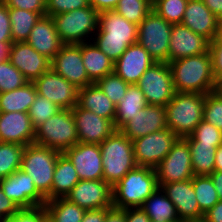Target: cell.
I'll return each instance as SVG.
<instances>
[{
    "instance_id": "cell-1",
    "label": "cell",
    "mask_w": 222,
    "mask_h": 222,
    "mask_svg": "<svg viewBox=\"0 0 222 222\" xmlns=\"http://www.w3.org/2000/svg\"><path fill=\"white\" fill-rule=\"evenodd\" d=\"M94 37L92 42L115 63L130 45L137 43L138 25L114 10L103 11Z\"/></svg>"
},
{
    "instance_id": "cell-2",
    "label": "cell",
    "mask_w": 222,
    "mask_h": 222,
    "mask_svg": "<svg viewBox=\"0 0 222 222\" xmlns=\"http://www.w3.org/2000/svg\"><path fill=\"white\" fill-rule=\"evenodd\" d=\"M175 92L207 94L217 90L209 51L168 62Z\"/></svg>"
},
{
    "instance_id": "cell-3",
    "label": "cell",
    "mask_w": 222,
    "mask_h": 222,
    "mask_svg": "<svg viewBox=\"0 0 222 222\" xmlns=\"http://www.w3.org/2000/svg\"><path fill=\"white\" fill-rule=\"evenodd\" d=\"M158 187L155 169L137 166L112 187L113 206L120 209L141 207Z\"/></svg>"
},
{
    "instance_id": "cell-4",
    "label": "cell",
    "mask_w": 222,
    "mask_h": 222,
    "mask_svg": "<svg viewBox=\"0 0 222 222\" xmlns=\"http://www.w3.org/2000/svg\"><path fill=\"white\" fill-rule=\"evenodd\" d=\"M100 145L103 166V180L111 187L129 171L137 167L133 142L120 130H116Z\"/></svg>"
},
{
    "instance_id": "cell-5",
    "label": "cell",
    "mask_w": 222,
    "mask_h": 222,
    "mask_svg": "<svg viewBox=\"0 0 222 222\" xmlns=\"http://www.w3.org/2000/svg\"><path fill=\"white\" fill-rule=\"evenodd\" d=\"M205 94L175 92L167 103V127L179 138L190 136L203 120Z\"/></svg>"
},
{
    "instance_id": "cell-6",
    "label": "cell",
    "mask_w": 222,
    "mask_h": 222,
    "mask_svg": "<svg viewBox=\"0 0 222 222\" xmlns=\"http://www.w3.org/2000/svg\"><path fill=\"white\" fill-rule=\"evenodd\" d=\"M60 152L38 144L25 146L22 154L21 169L33 180L37 190L52 200V182Z\"/></svg>"
},
{
    "instance_id": "cell-7",
    "label": "cell",
    "mask_w": 222,
    "mask_h": 222,
    "mask_svg": "<svg viewBox=\"0 0 222 222\" xmlns=\"http://www.w3.org/2000/svg\"><path fill=\"white\" fill-rule=\"evenodd\" d=\"M51 17L54 20L56 31L63 44L89 42L98 29L99 13L90 5ZM89 37L90 39H88Z\"/></svg>"
},
{
    "instance_id": "cell-8",
    "label": "cell",
    "mask_w": 222,
    "mask_h": 222,
    "mask_svg": "<svg viewBox=\"0 0 222 222\" xmlns=\"http://www.w3.org/2000/svg\"><path fill=\"white\" fill-rule=\"evenodd\" d=\"M79 142L72 109H62L35 129L34 143L60 153Z\"/></svg>"
},
{
    "instance_id": "cell-9",
    "label": "cell",
    "mask_w": 222,
    "mask_h": 222,
    "mask_svg": "<svg viewBox=\"0 0 222 222\" xmlns=\"http://www.w3.org/2000/svg\"><path fill=\"white\" fill-rule=\"evenodd\" d=\"M172 27L153 10L138 25L137 43L147 50L155 62L168 63Z\"/></svg>"
},
{
    "instance_id": "cell-10",
    "label": "cell",
    "mask_w": 222,
    "mask_h": 222,
    "mask_svg": "<svg viewBox=\"0 0 222 222\" xmlns=\"http://www.w3.org/2000/svg\"><path fill=\"white\" fill-rule=\"evenodd\" d=\"M136 85L143 92L148 105L165 107L175 94L170 67L164 62L153 63Z\"/></svg>"
},
{
    "instance_id": "cell-11",
    "label": "cell",
    "mask_w": 222,
    "mask_h": 222,
    "mask_svg": "<svg viewBox=\"0 0 222 222\" xmlns=\"http://www.w3.org/2000/svg\"><path fill=\"white\" fill-rule=\"evenodd\" d=\"M159 187L163 184L192 179L191 151L184 138H178L170 152L154 168Z\"/></svg>"
},
{
    "instance_id": "cell-12",
    "label": "cell",
    "mask_w": 222,
    "mask_h": 222,
    "mask_svg": "<svg viewBox=\"0 0 222 222\" xmlns=\"http://www.w3.org/2000/svg\"><path fill=\"white\" fill-rule=\"evenodd\" d=\"M178 138L166 128L134 139L132 142L137 166L155 168L170 152Z\"/></svg>"
},
{
    "instance_id": "cell-13",
    "label": "cell",
    "mask_w": 222,
    "mask_h": 222,
    "mask_svg": "<svg viewBox=\"0 0 222 222\" xmlns=\"http://www.w3.org/2000/svg\"><path fill=\"white\" fill-rule=\"evenodd\" d=\"M51 68L78 89L93 84L83 65L82 43L63 44L51 60Z\"/></svg>"
},
{
    "instance_id": "cell-14",
    "label": "cell",
    "mask_w": 222,
    "mask_h": 222,
    "mask_svg": "<svg viewBox=\"0 0 222 222\" xmlns=\"http://www.w3.org/2000/svg\"><path fill=\"white\" fill-rule=\"evenodd\" d=\"M0 187L19 209L44 206L46 198L37 190L32 178L22 169L0 180Z\"/></svg>"
},
{
    "instance_id": "cell-15",
    "label": "cell",
    "mask_w": 222,
    "mask_h": 222,
    "mask_svg": "<svg viewBox=\"0 0 222 222\" xmlns=\"http://www.w3.org/2000/svg\"><path fill=\"white\" fill-rule=\"evenodd\" d=\"M37 94L45 96L61 109L77 105L78 88L57 74L52 68L33 81Z\"/></svg>"
},
{
    "instance_id": "cell-16",
    "label": "cell",
    "mask_w": 222,
    "mask_h": 222,
    "mask_svg": "<svg viewBox=\"0 0 222 222\" xmlns=\"http://www.w3.org/2000/svg\"><path fill=\"white\" fill-rule=\"evenodd\" d=\"M84 210L110 208L112 187L102 180H80L65 197Z\"/></svg>"
},
{
    "instance_id": "cell-17",
    "label": "cell",
    "mask_w": 222,
    "mask_h": 222,
    "mask_svg": "<svg viewBox=\"0 0 222 222\" xmlns=\"http://www.w3.org/2000/svg\"><path fill=\"white\" fill-rule=\"evenodd\" d=\"M72 112L80 143L100 144L117 130L113 121L78 105L72 109Z\"/></svg>"
},
{
    "instance_id": "cell-18",
    "label": "cell",
    "mask_w": 222,
    "mask_h": 222,
    "mask_svg": "<svg viewBox=\"0 0 222 222\" xmlns=\"http://www.w3.org/2000/svg\"><path fill=\"white\" fill-rule=\"evenodd\" d=\"M74 165L80 180H102L103 166L99 144L78 142L64 152Z\"/></svg>"
},
{
    "instance_id": "cell-19",
    "label": "cell",
    "mask_w": 222,
    "mask_h": 222,
    "mask_svg": "<svg viewBox=\"0 0 222 222\" xmlns=\"http://www.w3.org/2000/svg\"><path fill=\"white\" fill-rule=\"evenodd\" d=\"M9 61L29 82L51 68V60L38 53L27 41L12 43Z\"/></svg>"
},
{
    "instance_id": "cell-20",
    "label": "cell",
    "mask_w": 222,
    "mask_h": 222,
    "mask_svg": "<svg viewBox=\"0 0 222 222\" xmlns=\"http://www.w3.org/2000/svg\"><path fill=\"white\" fill-rule=\"evenodd\" d=\"M210 41L183 24H173L169 43L168 62L209 51Z\"/></svg>"
},
{
    "instance_id": "cell-21",
    "label": "cell",
    "mask_w": 222,
    "mask_h": 222,
    "mask_svg": "<svg viewBox=\"0 0 222 222\" xmlns=\"http://www.w3.org/2000/svg\"><path fill=\"white\" fill-rule=\"evenodd\" d=\"M167 127L166 108L158 105H147L132 117L120 131L130 140L146 136Z\"/></svg>"
},
{
    "instance_id": "cell-22",
    "label": "cell",
    "mask_w": 222,
    "mask_h": 222,
    "mask_svg": "<svg viewBox=\"0 0 222 222\" xmlns=\"http://www.w3.org/2000/svg\"><path fill=\"white\" fill-rule=\"evenodd\" d=\"M155 61L138 43L130 45L114 63V72L128 84H137Z\"/></svg>"
},
{
    "instance_id": "cell-23",
    "label": "cell",
    "mask_w": 222,
    "mask_h": 222,
    "mask_svg": "<svg viewBox=\"0 0 222 222\" xmlns=\"http://www.w3.org/2000/svg\"><path fill=\"white\" fill-rule=\"evenodd\" d=\"M35 129L26 112H0V142L27 146L34 143Z\"/></svg>"
},
{
    "instance_id": "cell-24",
    "label": "cell",
    "mask_w": 222,
    "mask_h": 222,
    "mask_svg": "<svg viewBox=\"0 0 222 222\" xmlns=\"http://www.w3.org/2000/svg\"><path fill=\"white\" fill-rule=\"evenodd\" d=\"M161 188L175 205L180 222L204 216L199 209L192 179L166 183Z\"/></svg>"
},
{
    "instance_id": "cell-25",
    "label": "cell",
    "mask_w": 222,
    "mask_h": 222,
    "mask_svg": "<svg viewBox=\"0 0 222 222\" xmlns=\"http://www.w3.org/2000/svg\"><path fill=\"white\" fill-rule=\"evenodd\" d=\"M181 24L209 41L218 36L219 18L210 11L204 0H188Z\"/></svg>"
},
{
    "instance_id": "cell-26",
    "label": "cell",
    "mask_w": 222,
    "mask_h": 222,
    "mask_svg": "<svg viewBox=\"0 0 222 222\" xmlns=\"http://www.w3.org/2000/svg\"><path fill=\"white\" fill-rule=\"evenodd\" d=\"M27 42L41 55L52 60L60 51L63 43L56 31L51 16H42L32 28Z\"/></svg>"
},
{
    "instance_id": "cell-27",
    "label": "cell",
    "mask_w": 222,
    "mask_h": 222,
    "mask_svg": "<svg viewBox=\"0 0 222 222\" xmlns=\"http://www.w3.org/2000/svg\"><path fill=\"white\" fill-rule=\"evenodd\" d=\"M77 105L114 122L116 105L95 84L78 89Z\"/></svg>"
},
{
    "instance_id": "cell-28",
    "label": "cell",
    "mask_w": 222,
    "mask_h": 222,
    "mask_svg": "<svg viewBox=\"0 0 222 222\" xmlns=\"http://www.w3.org/2000/svg\"><path fill=\"white\" fill-rule=\"evenodd\" d=\"M82 60L93 83L114 72V62L91 41L82 43Z\"/></svg>"
},
{
    "instance_id": "cell-29",
    "label": "cell",
    "mask_w": 222,
    "mask_h": 222,
    "mask_svg": "<svg viewBox=\"0 0 222 222\" xmlns=\"http://www.w3.org/2000/svg\"><path fill=\"white\" fill-rule=\"evenodd\" d=\"M148 105L141 89L136 84L129 85L126 94L116 105L114 125L120 130L138 111Z\"/></svg>"
},
{
    "instance_id": "cell-30",
    "label": "cell",
    "mask_w": 222,
    "mask_h": 222,
    "mask_svg": "<svg viewBox=\"0 0 222 222\" xmlns=\"http://www.w3.org/2000/svg\"><path fill=\"white\" fill-rule=\"evenodd\" d=\"M79 181L78 173L72 162L64 153H60L53 175L52 199L65 198Z\"/></svg>"
},
{
    "instance_id": "cell-31",
    "label": "cell",
    "mask_w": 222,
    "mask_h": 222,
    "mask_svg": "<svg viewBox=\"0 0 222 222\" xmlns=\"http://www.w3.org/2000/svg\"><path fill=\"white\" fill-rule=\"evenodd\" d=\"M141 208L152 221L180 222L175 205L166 196L161 187H158L152 195L143 202Z\"/></svg>"
},
{
    "instance_id": "cell-32",
    "label": "cell",
    "mask_w": 222,
    "mask_h": 222,
    "mask_svg": "<svg viewBox=\"0 0 222 222\" xmlns=\"http://www.w3.org/2000/svg\"><path fill=\"white\" fill-rule=\"evenodd\" d=\"M37 92L33 82L9 92L0 93V112H26L36 98Z\"/></svg>"
},
{
    "instance_id": "cell-33",
    "label": "cell",
    "mask_w": 222,
    "mask_h": 222,
    "mask_svg": "<svg viewBox=\"0 0 222 222\" xmlns=\"http://www.w3.org/2000/svg\"><path fill=\"white\" fill-rule=\"evenodd\" d=\"M45 15L46 14H38L18 8H9L10 29L13 43L27 41L32 28L39 19Z\"/></svg>"
},
{
    "instance_id": "cell-34",
    "label": "cell",
    "mask_w": 222,
    "mask_h": 222,
    "mask_svg": "<svg viewBox=\"0 0 222 222\" xmlns=\"http://www.w3.org/2000/svg\"><path fill=\"white\" fill-rule=\"evenodd\" d=\"M46 216L52 222H81L86 210L66 198H55L46 201Z\"/></svg>"
},
{
    "instance_id": "cell-35",
    "label": "cell",
    "mask_w": 222,
    "mask_h": 222,
    "mask_svg": "<svg viewBox=\"0 0 222 222\" xmlns=\"http://www.w3.org/2000/svg\"><path fill=\"white\" fill-rule=\"evenodd\" d=\"M194 175H210L214 171L215 153L218 147L201 142H188Z\"/></svg>"
},
{
    "instance_id": "cell-36",
    "label": "cell",
    "mask_w": 222,
    "mask_h": 222,
    "mask_svg": "<svg viewBox=\"0 0 222 222\" xmlns=\"http://www.w3.org/2000/svg\"><path fill=\"white\" fill-rule=\"evenodd\" d=\"M192 184L199 209L205 214L219 201L215 186L209 175H194Z\"/></svg>"
},
{
    "instance_id": "cell-37",
    "label": "cell",
    "mask_w": 222,
    "mask_h": 222,
    "mask_svg": "<svg viewBox=\"0 0 222 222\" xmlns=\"http://www.w3.org/2000/svg\"><path fill=\"white\" fill-rule=\"evenodd\" d=\"M24 148L16 143L0 142V180L21 169Z\"/></svg>"
},
{
    "instance_id": "cell-38",
    "label": "cell",
    "mask_w": 222,
    "mask_h": 222,
    "mask_svg": "<svg viewBox=\"0 0 222 222\" xmlns=\"http://www.w3.org/2000/svg\"><path fill=\"white\" fill-rule=\"evenodd\" d=\"M152 10V0H119L114 11L127 21L139 25Z\"/></svg>"
},
{
    "instance_id": "cell-39",
    "label": "cell",
    "mask_w": 222,
    "mask_h": 222,
    "mask_svg": "<svg viewBox=\"0 0 222 222\" xmlns=\"http://www.w3.org/2000/svg\"><path fill=\"white\" fill-rule=\"evenodd\" d=\"M188 0H153L152 10L170 24H181Z\"/></svg>"
},
{
    "instance_id": "cell-40",
    "label": "cell",
    "mask_w": 222,
    "mask_h": 222,
    "mask_svg": "<svg viewBox=\"0 0 222 222\" xmlns=\"http://www.w3.org/2000/svg\"><path fill=\"white\" fill-rule=\"evenodd\" d=\"M60 110L62 109L58 105L51 102L45 96L37 94L33 104L30 106L28 111L33 128L36 129L47 119H50L53 115H56L58 112H60Z\"/></svg>"
},
{
    "instance_id": "cell-41",
    "label": "cell",
    "mask_w": 222,
    "mask_h": 222,
    "mask_svg": "<svg viewBox=\"0 0 222 222\" xmlns=\"http://www.w3.org/2000/svg\"><path fill=\"white\" fill-rule=\"evenodd\" d=\"M95 84L106 94L110 100L117 105L124 97L130 84L125 82L115 72L105 75L97 80Z\"/></svg>"
},
{
    "instance_id": "cell-42",
    "label": "cell",
    "mask_w": 222,
    "mask_h": 222,
    "mask_svg": "<svg viewBox=\"0 0 222 222\" xmlns=\"http://www.w3.org/2000/svg\"><path fill=\"white\" fill-rule=\"evenodd\" d=\"M28 82L9 60L0 62V93L15 90Z\"/></svg>"
},
{
    "instance_id": "cell-43",
    "label": "cell",
    "mask_w": 222,
    "mask_h": 222,
    "mask_svg": "<svg viewBox=\"0 0 222 222\" xmlns=\"http://www.w3.org/2000/svg\"><path fill=\"white\" fill-rule=\"evenodd\" d=\"M203 120L222 131V94L219 91L205 94Z\"/></svg>"
},
{
    "instance_id": "cell-44",
    "label": "cell",
    "mask_w": 222,
    "mask_h": 222,
    "mask_svg": "<svg viewBox=\"0 0 222 222\" xmlns=\"http://www.w3.org/2000/svg\"><path fill=\"white\" fill-rule=\"evenodd\" d=\"M187 142H201L218 147L222 144V131L202 120L190 136L184 138Z\"/></svg>"
},
{
    "instance_id": "cell-45",
    "label": "cell",
    "mask_w": 222,
    "mask_h": 222,
    "mask_svg": "<svg viewBox=\"0 0 222 222\" xmlns=\"http://www.w3.org/2000/svg\"><path fill=\"white\" fill-rule=\"evenodd\" d=\"M88 6V0H46V15L53 16Z\"/></svg>"
},
{
    "instance_id": "cell-46",
    "label": "cell",
    "mask_w": 222,
    "mask_h": 222,
    "mask_svg": "<svg viewBox=\"0 0 222 222\" xmlns=\"http://www.w3.org/2000/svg\"><path fill=\"white\" fill-rule=\"evenodd\" d=\"M209 53L211 56L212 73L216 85L222 82V38L216 36L209 43Z\"/></svg>"
},
{
    "instance_id": "cell-47",
    "label": "cell",
    "mask_w": 222,
    "mask_h": 222,
    "mask_svg": "<svg viewBox=\"0 0 222 222\" xmlns=\"http://www.w3.org/2000/svg\"><path fill=\"white\" fill-rule=\"evenodd\" d=\"M46 217L44 206H38L30 209H20L15 215L3 222H42Z\"/></svg>"
},
{
    "instance_id": "cell-48",
    "label": "cell",
    "mask_w": 222,
    "mask_h": 222,
    "mask_svg": "<svg viewBox=\"0 0 222 222\" xmlns=\"http://www.w3.org/2000/svg\"><path fill=\"white\" fill-rule=\"evenodd\" d=\"M8 8L46 14V0H1Z\"/></svg>"
},
{
    "instance_id": "cell-49",
    "label": "cell",
    "mask_w": 222,
    "mask_h": 222,
    "mask_svg": "<svg viewBox=\"0 0 222 222\" xmlns=\"http://www.w3.org/2000/svg\"><path fill=\"white\" fill-rule=\"evenodd\" d=\"M10 26L9 8L0 0V42L13 43Z\"/></svg>"
},
{
    "instance_id": "cell-50",
    "label": "cell",
    "mask_w": 222,
    "mask_h": 222,
    "mask_svg": "<svg viewBox=\"0 0 222 222\" xmlns=\"http://www.w3.org/2000/svg\"><path fill=\"white\" fill-rule=\"evenodd\" d=\"M20 209L8 198L0 187V217L5 220L15 215Z\"/></svg>"
},
{
    "instance_id": "cell-51",
    "label": "cell",
    "mask_w": 222,
    "mask_h": 222,
    "mask_svg": "<svg viewBox=\"0 0 222 222\" xmlns=\"http://www.w3.org/2000/svg\"><path fill=\"white\" fill-rule=\"evenodd\" d=\"M126 222H150V218L141 207L127 208Z\"/></svg>"
},
{
    "instance_id": "cell-52",
    "label": "cell",
    "mask_w": 222,
    "mask_h": 222,
    "mask_svg": "<svg viewBox=\"0 0 222 222\" xmlns=\"http://www.w3.org/2000/svg\"><path fill=\"white\" fill-rule=\"evenodd\" d=\"M119 0H88L89 5L98 13L114 10Z\"/></svg>"
},
{
    "instance_id": "cell-53",
    "label": "cell",
    "mask_w": 222,
    "mask_h": 222,
    "mask_svg": "<svg viewBox=\"0 0 222 222\" xmlns=\"http://www.w3.org/2000/svg\"><path fill=\"white\" fill-rule=\"evenodd\" d=\"M107 208L86 210L81 222H104Z\"/></svg>"
},
{
    "instance_id": "cell-54",
    "label": "cell",
    "mask_w": 222,
    "mask_h": 222,
    "mask_svg": "<svg viewBox=\"0 0 222 222\" xmlns=\"http://www.w3.org/2000/svg\"><path fill=\"white\" fill-rule=\"evenodd\" d=\"M104 222H126V209H120L114 206L107 208Z\"/></svg>"
},
{
    "instance_id": "cell-55",
    "label": "cell",
    "mask_w": 222,
    "mask_h": 222,
    "mask_svg": "<svg viewBox=\"0 0 222 222\" xmlns=\"http://www.w3.org/2000/svg\"><path fill=\"white\" fill-rule=\"evenodd\" d=\"M208 222H222V200H219L209 211L204 214Z\"/></svg>"
},
{
    "instance_id": "cell-56",
    "label": "cell",
    "mask_w": 222,
    "mask_h": 222,
    "mask_svg": "<svg viewBox=\"0 0 222 222\" xmlns=\"http://www.w3.org/2000/svg\"><path fill=\"white\" fill-rule=\"evenodd\" d=\"M205 5L219 19L222 17V0H204Z\"/></svg>"
},
{
    "instance_id": "cell-57",
    "label": "cell",
    "mask_w": 222,
    "mask_h": 222,
    "mask_svg": "<svg viewBox=\"0 0 222 222\" xmlns=\"http://www.w3.org/2000/svg\"><path fill=\"white\" fill-rule=\"evenodd\" d=\"M209 176L218 193L219 200H222V171H213Z\"/></svg>"
},
{
    "instance_id": "cell-58",
    "label": "cell",
    "mask_w": 222,
    "mask_h": 222,
    "mask_svg": "<svg viewBox=\"0 0 222 222\" xmlns=\"http://www.w3.org/2000/svg\"><path fill=\"white\" fill-rule=\"evenodd\" d=\"M11 45L8 42H0V62L9 60Z\"/></svg>"
},
{
    "instance_id": "cell-59",
    "label": "cell",
    "mask_w": 222,
    "mask_h": 222,
    "mask_svg": "<svg viewBox=\"0 0 222 222\" xmlns=\"http://www.w3.org/2000/svg\"><path fill=\"white\" fill-rule=\"evenodd\" d=\"M214 171H222V144L218 146L215 153Z\"/></svg>"
},
{
    "instance_id": "cell-60",
    "label": "cell",
    "mask_w": 222,
    "mask_h": 222,
    "mask_svg": "<svg viewBox=\"0 0 222 222\" xmlns=\"http://www.w3.org/2000/svg\"><path fill=\"white\" fill-rule=\"evenodd\" d=\"M181 222H208L207 219L203 216L200 218H195V219H188V220H184Z\"/></svg>"
},
{
    "instance_id": "cell-61",
    "label": "cell",
    "mask_w": 222,
    "mask_h": 222,
    "mask_svg": "<svg viewBox=\"0 0 222 222\" xmlns=\"http://www.w3.org/2000/svg\"><path fill=\"white\" fill-rule=\"evenodd\" d=\"M218 37L222 38V17L219 19Z\"/></svg>"
},
{
    "instance_id": "cell-62",
    "label": "cell",
    "mask_w": 222,
    "mask_h": 222,
    "mask_svg": "<svg viewBox=\"0 0 222 222\" xmlns=\"http://www.w3.org/2000/svg\"><path fill=\"white\" fill-rule=\"evenodd\" d=\"M217 91L222 94V82L217 86Z\"/></svg>"
},
{
    "instance_id": "cell-63",
    "label": "cell",
    "mask_w": 222,
    "mask_h": 222,
    "mask_svg": "<svg viewBox=\"0 0 222 222\" xmlns=\"http://www.w3.org/2000/svg\"><path fill=\"white\" fill-rule=\"evenodd\" d=\"M42 222H52V221L46 216Z\"/></svg>"
}]
</instances>
